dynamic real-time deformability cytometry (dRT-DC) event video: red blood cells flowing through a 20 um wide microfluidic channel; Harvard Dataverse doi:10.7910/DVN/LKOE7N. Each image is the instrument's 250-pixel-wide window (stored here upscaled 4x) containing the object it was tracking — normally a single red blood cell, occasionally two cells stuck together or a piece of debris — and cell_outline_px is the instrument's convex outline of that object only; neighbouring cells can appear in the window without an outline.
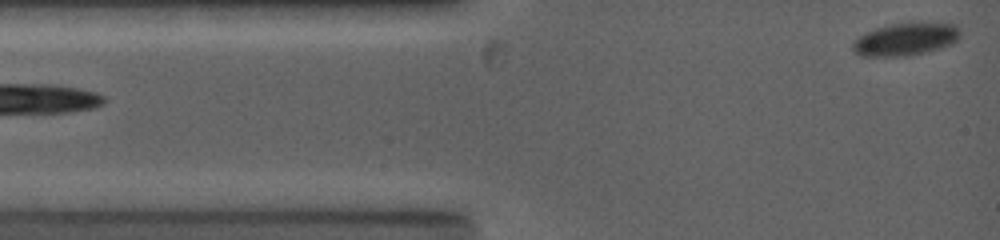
{"species": "common noctule bat (a hibernating species)", "species_latin": "Nyctalus noctula", "temperature_condition": "warm", "stored_images_in_passage": 5, "camera_frame_rate_fps": 5000, "um_per_image_px": 0.085, "animal": {"sex": "female", "body_mass_g": 19.0, "forearm_length_mm": 53.3}, "frame": {"image": 1, "passage_image": 1, "time_ms": 0.0, "image_size_px": [1000, 240], "cell_outline_px": [[960, 36], [952, 44], [940, 48], [924, 52], [904, 56], [860, 56], [852, 48], [852, 44], [860, 36], [876, 28], [908, 20], [920, 20], [956, 24], [960, 32]], "centroid_in_image_um": [77.04, 3.28], "position_along_channel_um": 8.0, "area_um2": 20.87}}
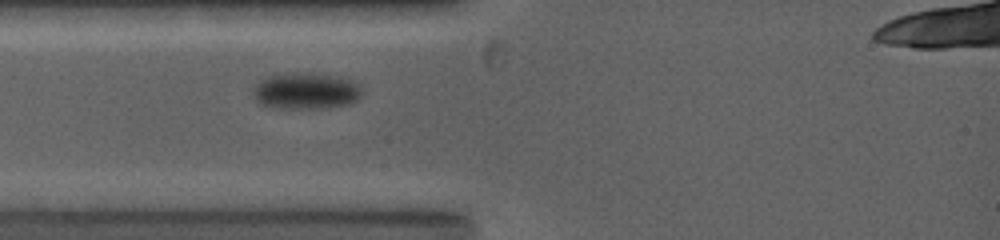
{"frame": {"image": 2, "passage_image": 5, "time_ms": 2.8, "image_size_px": [1000, 240], "cell_outline_px": [[364, 92], [352, 104], [320, 108], [276, 108], [260, 104], [256, 100], [252, 92], [252, 88], [260, 80], [268, 76], [296, 72], [312, 72], [336, 76], [352, 80]], "centroid_in_image_um": [25.99, 7.72], "position_along_channel_um": 59.0, "area_um2": 23.35}}